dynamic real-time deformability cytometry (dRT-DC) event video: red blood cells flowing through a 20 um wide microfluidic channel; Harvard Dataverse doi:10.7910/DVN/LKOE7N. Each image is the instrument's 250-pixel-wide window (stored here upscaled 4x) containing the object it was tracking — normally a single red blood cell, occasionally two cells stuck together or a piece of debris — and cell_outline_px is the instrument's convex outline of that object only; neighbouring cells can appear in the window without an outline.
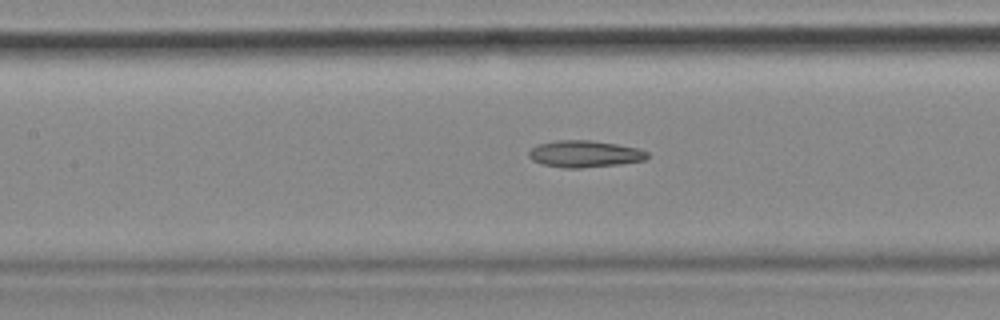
{"species": "common noctule bat (a hibernating species)", "species_latin": "Nyctalus noctula", "temperature_condition": "cold", "stored_images_in_passage": 56, "camera_frame_rate_fps": 3000, "um_per_image_px": 0.085, "animal": {"sex": "female", "body_mass_g": 18.4}, "frame": {"image": 1, "passage_image": 25, "time_ms": 8.0, "image_size_px": [1000, 320], "cell_outline_px": [[648, 156], [644, 160], [620, 164], [580, 168], [564, 168], [540, 164], [532, 160], [528, 156], [528, 152], [532, 148], [540, 144], [556, 140], [592, 140], [640, 148], [648, 152]], "centroid_in_image_um": [49.69, 13.08], "position_along_channel_um": 157.7, "area_um2": 18.55}}